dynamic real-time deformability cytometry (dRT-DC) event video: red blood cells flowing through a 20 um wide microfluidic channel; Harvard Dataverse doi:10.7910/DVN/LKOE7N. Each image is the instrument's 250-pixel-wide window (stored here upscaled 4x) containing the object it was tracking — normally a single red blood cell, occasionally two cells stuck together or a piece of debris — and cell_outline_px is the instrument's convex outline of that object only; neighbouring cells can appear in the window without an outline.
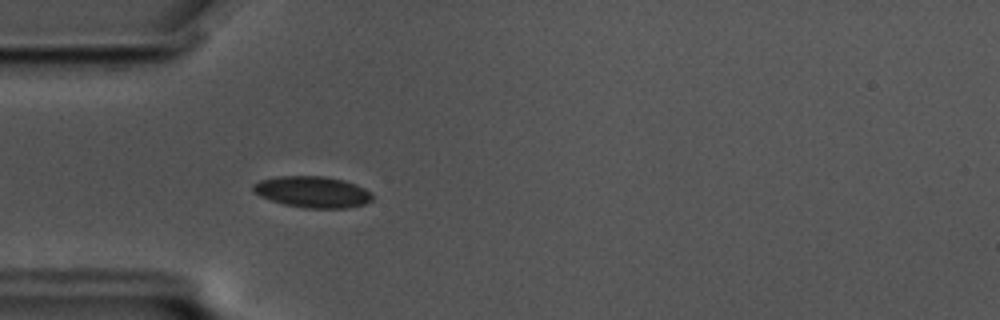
{"species": "common noctule bat (a hibernating species)", "species_latin": "Nyctalus noctula", "temperature_condition": "cold", "stored_images_in_passage": 19, "camera_frame_rate_fps": 3000, "um_per_image_px": 0.085, "animal": {"sex": "male", "body_mass_g": 17.5, "forearm_length_mm": 52.3}, "frame": {"image": 1, "passage_image": 8, "time_ms": 2.333, "image_size_px": [1000, 320], "cell_outline_px": [[372, 200], [364, 204], [348, 208], [304, 208], [284, 204], [260, 196], [252, 188], [252, 184], [260, 180], [280, 176], [324, 176], [344, 180], [356, 184], [372, 192]], "centroid_in_image_um": [26.59, 16.31], "position_along_channel_um": 58.4, "area_um2": 21.73}}